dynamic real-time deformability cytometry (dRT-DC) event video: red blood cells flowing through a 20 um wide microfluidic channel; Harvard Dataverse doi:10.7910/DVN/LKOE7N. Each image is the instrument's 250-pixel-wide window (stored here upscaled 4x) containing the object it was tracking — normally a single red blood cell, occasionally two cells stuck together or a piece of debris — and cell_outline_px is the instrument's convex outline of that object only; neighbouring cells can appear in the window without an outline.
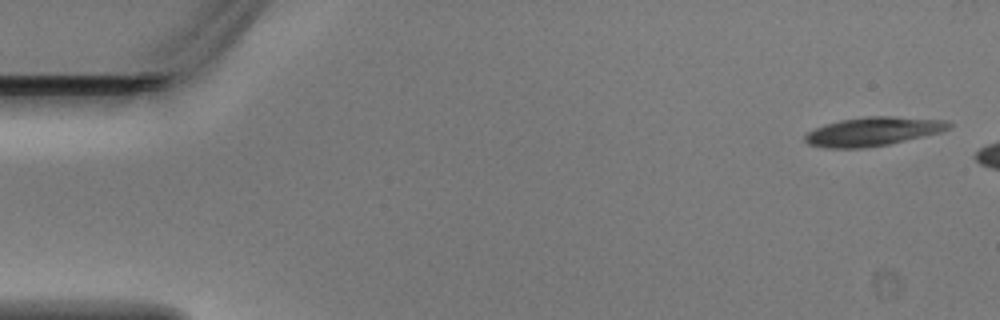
{"species": "Egyptian fruit bat (a non-hibernating species)", "species_latin": "Rousettus aegyptiacus", "temperature_condition": "warm", "stored_images_in_passage": 5, "camera_frame_rate_fps": 3000, "um_per_image_px": 0.085, "animal": {"sex": "male"}, "frame": {"image": 1, "passage_image": 1, "time_ms": 0.0, "image_size_px": [1000, 320], "cell_outline_px": [[952, 128], [940, 132], [888, 144], [864, 148], [824, 148], [808, 144], [804, 140], [804, 136], [808, 132], [824, 124], [840, 120], [864, 116], [892, 116], [948, 120], [952, 124]], "centroid_in_image_um": [74.21, 11.17], "position_along_channel_um": 10.8, "area_um2": 24.22}}